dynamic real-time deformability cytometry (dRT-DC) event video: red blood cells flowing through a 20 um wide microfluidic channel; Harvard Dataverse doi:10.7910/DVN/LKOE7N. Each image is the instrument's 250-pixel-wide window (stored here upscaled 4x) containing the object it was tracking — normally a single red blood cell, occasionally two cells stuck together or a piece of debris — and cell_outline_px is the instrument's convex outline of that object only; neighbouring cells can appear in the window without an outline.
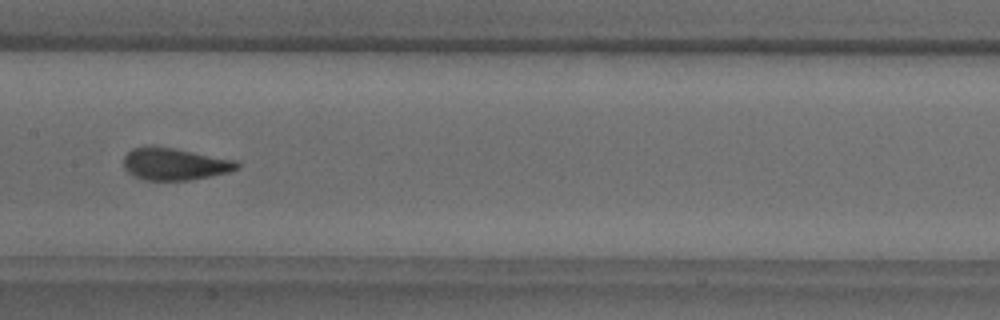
{"species": "common noctule bat (a hibernating species)", "species_latin": "Nyctalus noctula", "temperature_condition": "warm", "stored_images_in_passage": 22, "camera_frame_rate_fps": 3000, "um_per_image_px": 0.085, "animal": {"sex": "male", "body_mass_g": 18.8}, "frame": {"image": 1, "passage_image": 13, "time_ms": 4.0, "image_size_px": [1000, 320], "cell_outline_px": [[240, 168], [228, 172], [188, 180], [144, 180], [128, 172], [124, 168], [124, 156], [132, 148], [172, 148], [236, 160], [240, 164]], "centroid_in_image_um": [14.87, 13.96], "position_along_channel_um": 192.5, "area_um2": 20.63}}